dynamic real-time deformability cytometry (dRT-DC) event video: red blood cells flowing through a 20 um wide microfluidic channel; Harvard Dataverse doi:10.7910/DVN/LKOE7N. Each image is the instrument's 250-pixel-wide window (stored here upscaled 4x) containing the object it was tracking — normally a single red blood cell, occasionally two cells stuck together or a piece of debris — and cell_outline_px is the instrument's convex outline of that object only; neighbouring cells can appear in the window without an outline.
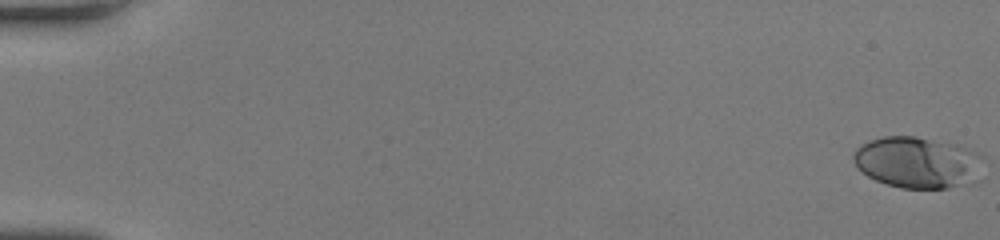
{"species": "human", "species_latin": "Homo sapiens", "temperature_condition": "room temperature", "stored_images_in_passage": 53, "camera_frame_rate_fps": 3000, "um_per_image_px": 0.085, "donor": {"sex": "female"}, "frame": {"image": 1, "passage_image": 1, "time_ms": 0.0, "image_size_px": [1000, 240], "cell_outline_px": [[980, 180], [972, 184], [948, 188], [900, 188], [876, 180], [868, 176], [856, 168], [852, 156], [852, 152], [856, 148], [868, 140], [884, 136], [916, 136], [960, 144], [972, 148], [980, 156]], "centroid_in_image_um": [78.01, 13.8], "position_along_channel_um": 7.0, "area_um2": 39.59}}
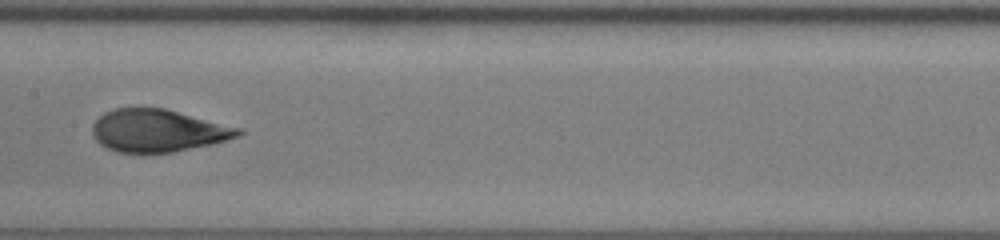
{"frame": {"image": 2, "passage_image": 29, "time_ms": 9.333, "image_size_px": [1000, 240], "cell_outline_px": [[244, 132], [240, 136], [212, 144], [172, 152], [116, 152], [100, 144], [96, 140], [92, 132], [92, 124], [104, 112], [116, 108], [164, 108], [240, 128]], "centroid_in_image_um": [13.41, 11.1], "position_along_channel_um": 194.0, "area_um2": 35.84}}
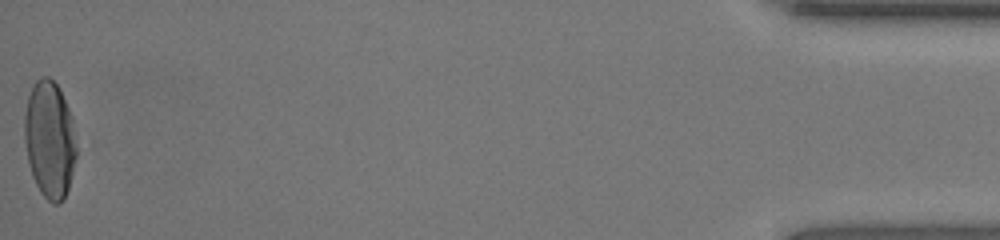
{"frame": {"image": 3, "passage_image": 53, "time_ms": 17.333, "image_size_px": [1000, 240], "cell_outline_px": [[76, 156], [68, 188], [64, 200], [60, 204], [52, 204], [40, 192], [32, 176], [28, 164], [24, 140], [24, 116], [28, 96], [36, 80], [40, 76], [48, 76], [60, 88], [72, 116], [76, 148]], "centroid_in_image_um": [4.21, 11.86], "position_along_channel_um": 431.0, "area_um2": 35.72}, "authors_computed_cell_mechanics": {"area_um2": 36.703, "velocity_mm_per_s": 4.1076, "shape_relaxation_time_tau1_ms": 5.9231, "shape_relaxation_time_tau2_ms": 0.6761, "deformation_change_tau1": 0.2357, "deformation_change_tau2": 0.0704}}